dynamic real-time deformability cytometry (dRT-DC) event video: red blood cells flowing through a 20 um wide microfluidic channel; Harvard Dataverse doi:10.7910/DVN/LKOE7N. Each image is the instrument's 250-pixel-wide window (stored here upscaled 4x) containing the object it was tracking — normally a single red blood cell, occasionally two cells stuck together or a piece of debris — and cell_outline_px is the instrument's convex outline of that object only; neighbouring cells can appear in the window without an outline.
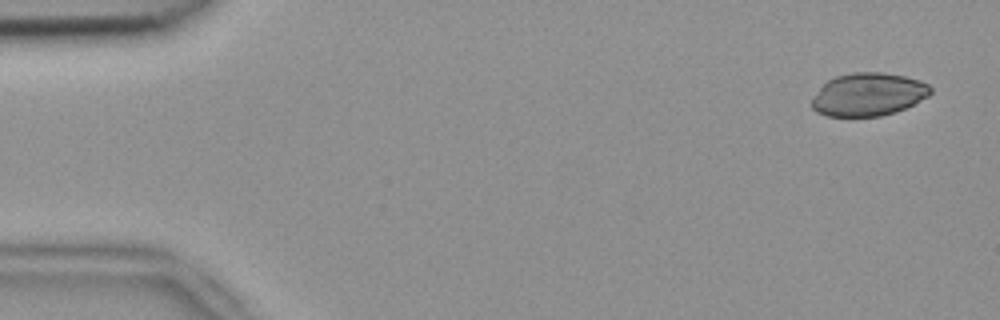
{"species": "common noctule bat (a hibernating species)", "species_latin": "Nyctalus noctula", "temperature_condition": "room temperature", "stored_images_in_passage": 5, "camera_frame_rate_fps": 3000, "um_per_image_px": 0.085, "animal": {"sex": "female", "body_mass_g": 18.4}, "frame": {"image": 1, "passage_image": 1, "time_ms": 0.0, "image_size_px": [1000, 320], "cell_outline_px": [[932, 92], [928, 96], [904, 108], [880, 116], [828, 116], [816, 112], [812, 108], [812, 96], [828, 80], [836, 76], [852, 72], [884, 72], [904, 76], [920, 80], [928, 84], [932, 88]], "centroid_in_image_um": [73.79, 8.01], "position_along_channel_um": 11.2, "area_um2": 29.65}}
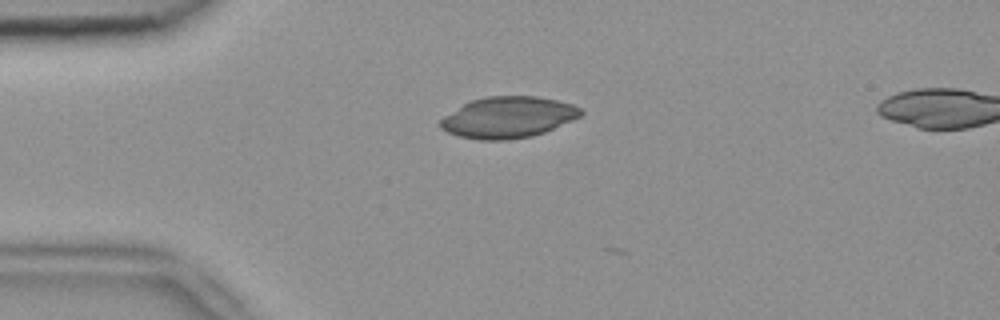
{"frame": {"image": 2, "passage_image": 3, "time_ms": 0.667, "image_size_px": [1000, 320], "cell_outline_px": [[584, 112], [580, 116], [572, 120], [544, 132], [532, 136], [508, 140], [480, 140], [460, 136], [448, 132], [440, 128], [440, 120], [444, 116], [464, 104], [472, 100], [488, 96], [536, 96], [556, 100], [572, 104], [580, 108]], "centroid_in_image_um": [43.19, 9.97], "position_along_channel_um": 41.8, "area_um2": 33.47}}